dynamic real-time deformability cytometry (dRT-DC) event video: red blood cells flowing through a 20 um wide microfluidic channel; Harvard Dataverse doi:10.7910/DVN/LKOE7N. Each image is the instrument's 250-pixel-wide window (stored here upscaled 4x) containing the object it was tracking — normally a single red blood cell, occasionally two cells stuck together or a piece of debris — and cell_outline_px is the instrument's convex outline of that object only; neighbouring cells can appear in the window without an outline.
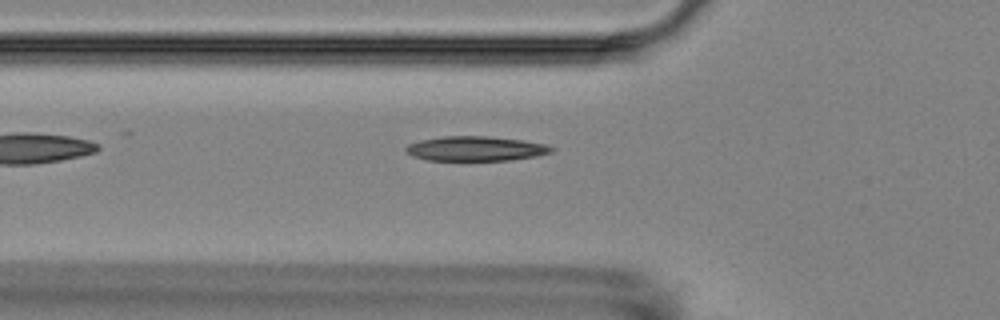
{"species": "Egyptian fruit bat (a non-hibernating species)", "species_latin": "Rousettus aegyptiacus", "temperature_condition": "room temperature", "stored_images_in_passage": 3, "camera_frame_rate_fps": 3000, "um_per_image_px": 0.085, "animal": {"sex": "female"}, "frame": {"image": 1, "passage_image": 3, "time_ms": 2.333, "image_size_px": [1000, 320], "cell_outline_px": [[556, 148], [552, 152], [536, 156], [512, 160], [428, 160], [412, 156], [404, 148], [408, 144], [420, 140], [444, 136], [488, 136], [524, 140], [544, 144]], "centroid_in_image_um": [40.45, 12.63], "position_along_channel_um": 85.4, "area_um2": 20.92}}